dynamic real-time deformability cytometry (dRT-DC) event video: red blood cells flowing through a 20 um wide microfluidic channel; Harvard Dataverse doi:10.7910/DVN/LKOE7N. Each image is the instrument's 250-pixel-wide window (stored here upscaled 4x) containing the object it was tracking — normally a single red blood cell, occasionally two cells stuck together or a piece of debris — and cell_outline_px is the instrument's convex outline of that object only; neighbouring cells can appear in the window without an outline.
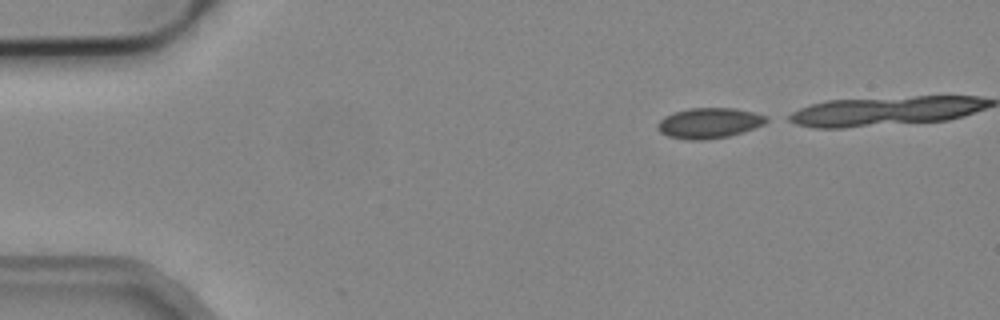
{"species": "common noctule bat (a hibernating species)", "species_latin": "Nyctalus noctula", "temperature_condition": "cold", "stored_images_in_passage": 4, "camera_frame_rate_fps": 3000, "um_per_image_px": 0.085, "animal": {"sex": "male", "body_mass_g": 19.2, "forearm_length_mm": 51.8}, "frame": {"image": 1, "passage_image": 1, "time_ms": 0.0, "image_size_px": [1000, 320], "cell_outline_px": [[772, 120], [764, 124], [728, 136], [704, 140], [688, 140], [668, 136], [660, 132], [656, 128], [656, 124], [664, 116], [688, 108], [736, 108], [768, 116]], "centroid_in_image_um": [60.27, 10.45], "position_along_channel_um": 24.7, "area_um2": 19.31}}